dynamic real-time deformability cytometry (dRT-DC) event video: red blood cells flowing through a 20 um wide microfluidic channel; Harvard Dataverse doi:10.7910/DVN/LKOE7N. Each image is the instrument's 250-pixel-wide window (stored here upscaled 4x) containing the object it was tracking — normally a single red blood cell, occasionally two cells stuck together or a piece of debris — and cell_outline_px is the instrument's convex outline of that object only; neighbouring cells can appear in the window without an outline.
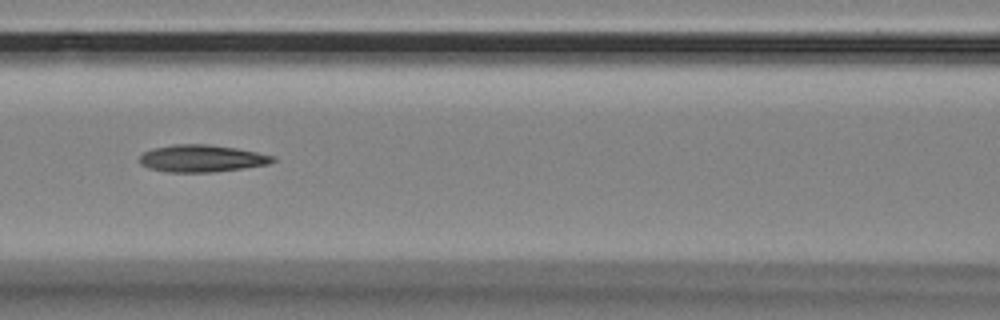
{"species": "Egyptian fruit bat (a non-hibernating species)", "species_latin": "Rousettus aegyptiacus", "temperature_condition": "room temperature", "stored_images_in_passage": 10, "camera_frame_rate_fps": 3000, "um_per_image_px": 0.085, "animal": {"sex": "female"}, "frame": {"image": 1, "passage_image": 6, "time_ms": 1.667, "image_size_px": [1000, 320], "cell_outline_px": [[276, 160], [268, 164], [244, 168], [212, 172], [168, 172], [148, 168], [140, 164], [140, 156], [144, 152], [152, 148], [172, 144], [208, 144], [236, 148], [276, 156]], "centroid_in_image_um": [17.14, 13.46], "position_along_channel_um": 149.5, "area_um2": 21.15}}
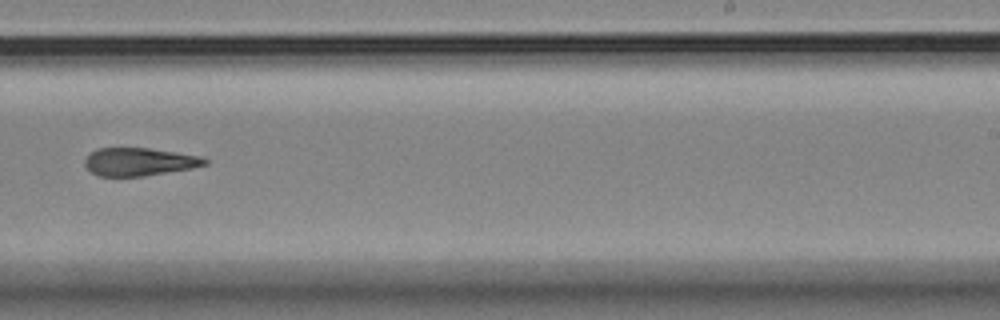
{"frame": {"image": 2, "passage_image": 9, "time_ms": 2.667, "image_size_px": [1000, 320], "cell_outline_px": [[208, 164], [192, 168], [144, 176], [100, 176], [92, 172], [84, 164], [84, 160], [96, 148], [148, 148], [200, 156], [208, 160]], "centroid_in_image_um": [11.84, 13.75], "position_along_channel_um": 277.2, "area_um2": 19.36}}
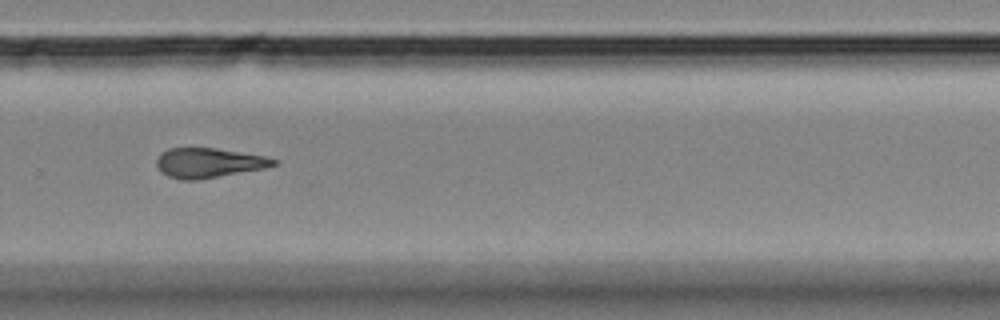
{"frame": {"image": 3, "passage_image": 10, "time_ms": 3.0, "image_size_px": [1000, 320], "cell_outline_px": [[280, 160], [276, 164], [264, 168], [200, 180], [180, 180], [168, 176], [160, 172], [156, 164], [156, 160], [160, 152], [168, 148], [216, 148], [264, 156]], "centroid_in_image_um": [17.7, 13.85], "position_along_channel_um": 312.1, "area_um2": 20.4}}